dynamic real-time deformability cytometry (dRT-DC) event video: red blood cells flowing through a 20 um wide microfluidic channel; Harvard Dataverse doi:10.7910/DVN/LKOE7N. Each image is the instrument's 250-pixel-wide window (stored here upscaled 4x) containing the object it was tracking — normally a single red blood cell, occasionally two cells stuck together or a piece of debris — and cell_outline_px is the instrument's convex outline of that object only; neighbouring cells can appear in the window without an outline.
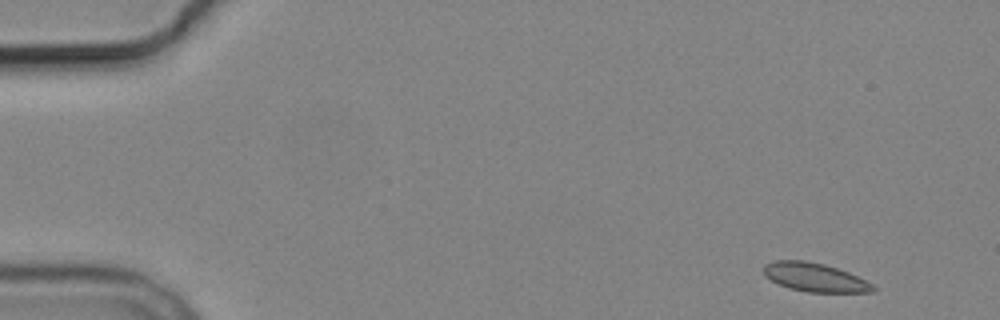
{"species": "common noctule bat (a hibernating species)", "species_latin": "Nyctalus noctula", "temperature_condition": "cold", "stored_images_in_passage": 5, "camera_frame_rate_fps": 3000, "um_per_image_px": 0.085, "animal": {"sex": "male", "body_mass_g": 19.2, "forearm_length_mm": 51.8}, "frame": {"image": 1, "passage_image": 1, "time_ms": 0.0, "image_size_px": [1000, 320], "cell_outline_px": [[876, 292], [808, 292], [788, 288], [764, 276], [764, 264], [772, 260], [804, 260], [824, 264], [848, 272], [872, 284], [876, 288]], "centroid_in_image_um": [69.23, 23.57], "position_along_channel_um": 15.8, "area_um2": 18.21}}
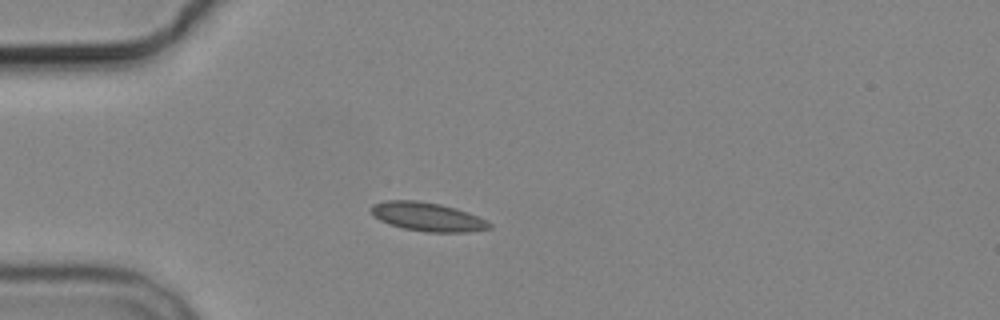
{"frame": {"image": 2, "passage_image": 4, "time_ms": 3.667, "image_size_px": [1000, 320], "cell_outline_px": [[492, 228], [468, 232], [424, 232], [404, 228], [388, 224], [372, 216], [368, 208], [372, 204], [384, 200], [416, 200], [440, 204], [456, 208], [468, 212], [488, 220], [492, 224]], "centroid_in_image_um": [36.31, 18.42], "position_along_channel_um": 48.7, "area_um2": 20.17}}